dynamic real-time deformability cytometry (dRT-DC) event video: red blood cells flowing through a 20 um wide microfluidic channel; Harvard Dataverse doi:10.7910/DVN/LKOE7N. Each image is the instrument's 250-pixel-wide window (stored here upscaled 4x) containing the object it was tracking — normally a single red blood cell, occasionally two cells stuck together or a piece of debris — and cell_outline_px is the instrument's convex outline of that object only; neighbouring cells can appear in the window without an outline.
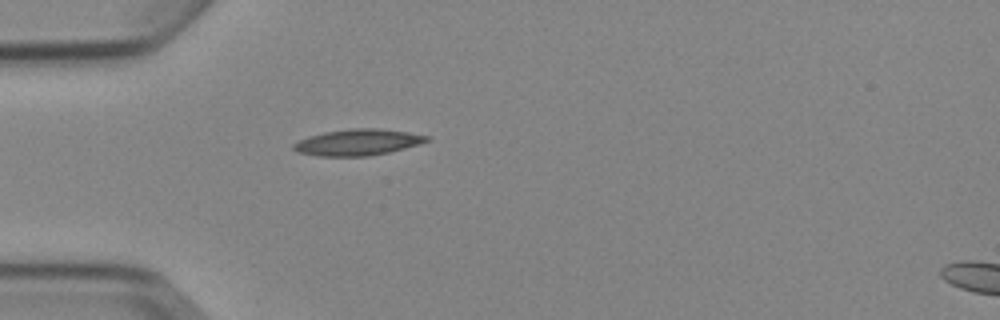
{"species": "Egyptian fruit bat (a non-hibernating species)", "species_latin": "Rousettus aegyptiacus", "temperature_condition": "cold", "stored_images_in_passage": 2, "camera_frame_rate_fps": 3000, "um_per_image_px": 0.085, "animal": {"sex": "female"}, "frame": {"image": 1, "passage_image": 1, "time_ms": 0.0, "image_size_px": [1000, 320], "cell_outline_px": [[428, 140], [420, 144], [388, 152], [368, 156], [320, 156], [296, 152], [292, 148], [292, 144], [308, 136], [324, 132], [348, 128], [380, 128], [408, 132], [428, 136]], "centroid_in_image_um": [30.37, 12.09], "position_along_channel_um": 54.6, "area_um2": 20.35}}